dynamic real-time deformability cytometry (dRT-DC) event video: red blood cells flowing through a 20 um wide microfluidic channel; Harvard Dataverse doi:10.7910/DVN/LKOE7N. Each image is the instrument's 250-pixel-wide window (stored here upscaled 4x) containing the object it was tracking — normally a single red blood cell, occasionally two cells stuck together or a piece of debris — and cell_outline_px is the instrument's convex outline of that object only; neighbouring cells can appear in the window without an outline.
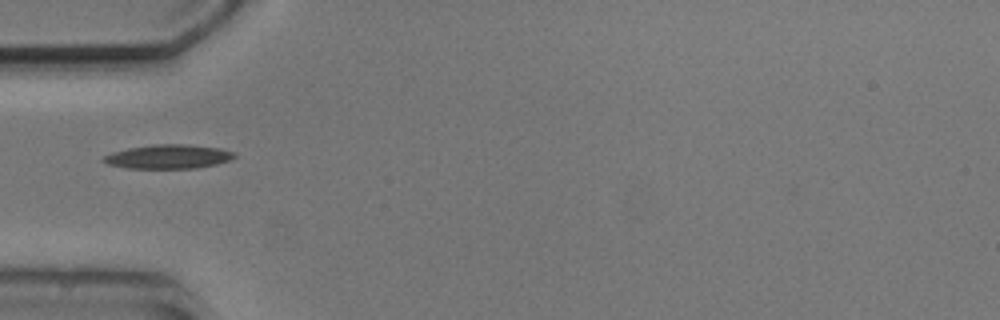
{"species": "common noctule bat (a hibernating species)", "species_latin": "Nyctalus noctula", "temperature_condition": "cold", "stored_images_in_passage": 3, "camera_frame_rate_fps": 3000, "um_per_image_px": 0.085, "animal": {"sex": "male", "body_mass_g": 20.5, "forearm_length_mm": 52.5}, "frame": {"image": 1, "passage_image": 3, "time_ms": 2.333, "image_size_px": [1000, 320], "cell_outline_px": [[236, 156], [228, 160], [216, 164], [196, 168], [128, 168], [108, 164], [100, 160], [104, 156], [112, 152], [128, 148], [152, 144], [188, 144], [220, 148], [236, 152]], "centroid_in_image_um": [14.31, 13.3], "position_along_channel_um": 70.7, "area_um2": 18.38}}